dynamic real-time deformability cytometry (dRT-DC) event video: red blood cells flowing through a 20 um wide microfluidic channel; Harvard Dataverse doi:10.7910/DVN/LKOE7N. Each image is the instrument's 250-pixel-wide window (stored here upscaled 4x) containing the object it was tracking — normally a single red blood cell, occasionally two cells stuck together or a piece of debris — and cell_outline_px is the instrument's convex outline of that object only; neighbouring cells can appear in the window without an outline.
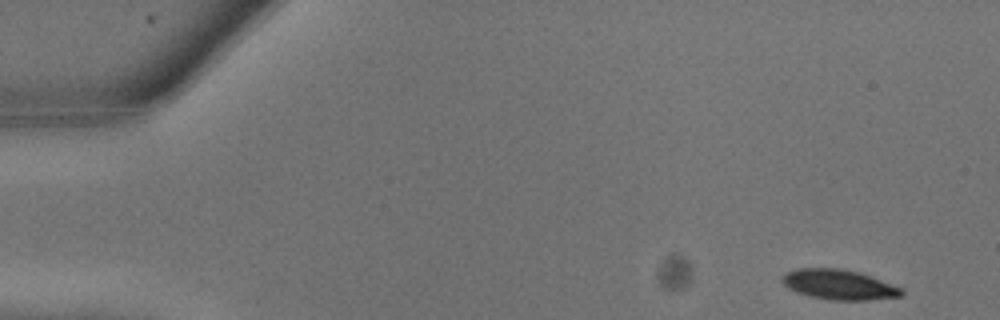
{"species": "common noctule bat (a hibernating species)", "species_latin": "Nyctalus noctula", "temperature_condition": "warm", "stored_images_in_passage": 7, "camera_frame_rate_fps": 3000, "um_per_image_px": 0.085, "animal": {"sex": "male", "body_mass_g": 13.3}, "frame": {"image": 1, "passage_image": 1, "time_ms": 0.0, "image_size_px": [1000, 320], "cell_outline_px": [[904, 292], [900, 296], [868, 300], [828, 300], [808, 296], [796, 292], [788, 288], [780, 280], [784, 272], [796, 268], [844, 268], [860, 272], [900, 288]], "centroid_in_image_um": [71.22, 24.18], "position_along_channel_um": 13.8, "area_um2": 20.98}}
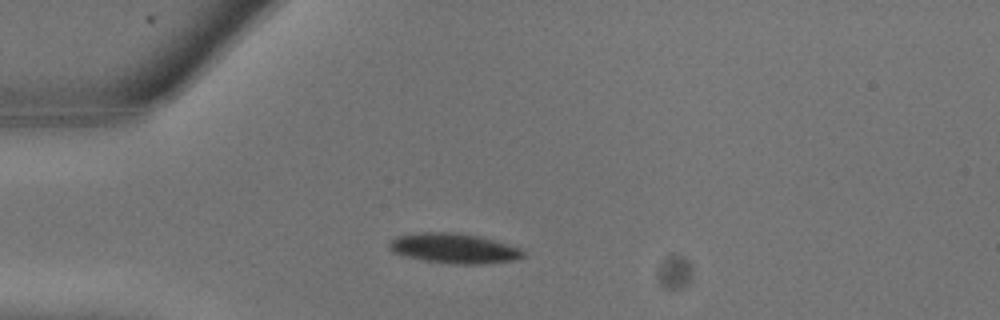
{"frame": {"image": 2, "passage_image": 6, "time_ms": 1.667, "image_size_px": [1000, 320], "cell_outline_px": [[524, 256], [520, 260], [484, 264], [452, 264], [424, 260], [404, 256], [392, 252], [388, 248], [388, 240], [396, 236], [420, 232], [452, 232], [476, 236], [508, 244], [520, 248], [524, 252]], "centroid_in_image_um": [38.56, 21.12], "position_along_channel_um": 46.4, "area_um2": 23.58}}